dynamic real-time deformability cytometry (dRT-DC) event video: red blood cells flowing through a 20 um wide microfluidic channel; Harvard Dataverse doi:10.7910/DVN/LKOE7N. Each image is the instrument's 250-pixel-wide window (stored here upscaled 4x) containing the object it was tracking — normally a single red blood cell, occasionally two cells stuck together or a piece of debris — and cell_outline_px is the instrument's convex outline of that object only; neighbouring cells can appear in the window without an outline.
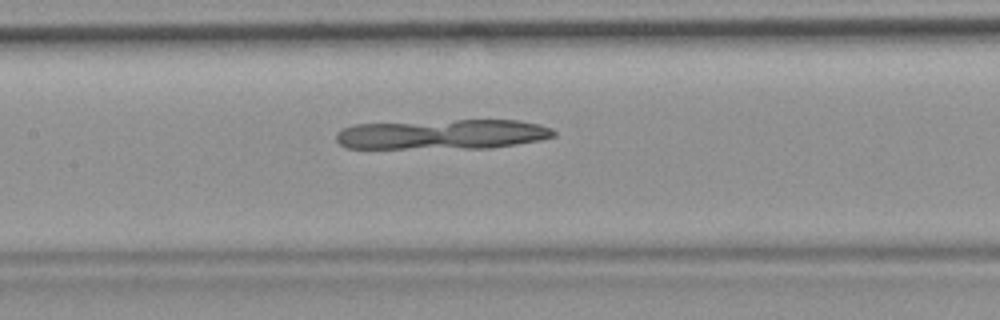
{"species": "common noctule bat (a hibernating species)", "species_latin": "Nyctalus noctula", "temperature_condition": "room temperature", "stored_images_in_passage": 41, "camera_frame_rate_fps": 3000, "um_per_image_px": 0.085, "animal": {"sex": "female", "body_mass_g": 19.9}, "frame": {"image": 1, "passage_image": 22, "time_ms": 7.0, "image_size_px": [1000, 320], "cell_outline_px": [[556, 136], [540, 140], [492, 148], [344, 148], [336, 140], [336, 132], [344, 128], [356, 124], [456, 120], [520, 120], [540, 124], [552, 128], [556, 132]], "centroid_in_image_um": [37.65, 11.42], "position_along_channel_um": 169.8, "area_um2": 38.09}}